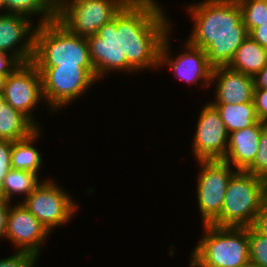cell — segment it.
I'll list each match as a JSON object with an SVG mask.
<instances>
[{
  "label": "cell",
  "instance_id": "cb8c5ba5",
  "mask_svg": "<svg viewBox=\"0 0 267 267\" xmlns=\"http://www.w3.org/2000/svg\"><path fill=\"white\" fill-rule=\"evenodd\" d=\"M237 2L248 33L255 27L267 23V0H237Z\"/></svg>",
  "mask_w": 267,
  "mask_h": 267
},
{
  "label": "cell",
  "instance_id": "4fadbf2b",
  "mask_svg": "<svg viewBox=\"0 0 267 267\" xmlns=\"http://www.w3.org/2000/svg\"><path fill=\"white\" fill-rule=\"evenodd\" d=\"M196 132L193 135L191 151L195 160H223L226 156L229 133L219 111L206 102L198 115Z\"/></svg>",
  "mask_w": 267,
  "mask_h": 267
},
{
  "label": "cell",
  "instance_id": "f546056e",
  "mask_svg": "<svg viewBox=\"0 0 267 267\" xmlns=\"http://www.w3.org/2000/svg\"><path fill=\"white\" fill-rule=\"evenodd\" d=\"M21 63L12 55L0 50V75L8 76Z\"/></svg>",
  "mask_w": 267,
  "mask_h": 267
},
{
  "label": "cell",
  "instance_id": "7c38bea8",
  "mask_svg": "<svg viewBox=\"0 0 267 267\" xmlns=\"http://www.w3.org/2000/svg\"><path fill=\"white\" fill-rule=\"evenodd\" d=\"M5 102L25 115L37 128H40L34 109L45 103L42 93V78L32 63L20 64L7 76L4 86Z\"/></svg>",
  "mask_w": 267,
  "mask_h": 267
},
{
  "label": "cell",
  "instance_id": "7402d4cb",
  "mask_svg": "<svg viewBox=\"0 0 267 267\" xmlns=\"http://www.w3.org/2000/svg\"><path fill=\"white\" fill-rule=\"evenodd\" d=\"M41 178L33 172L11 168L4 177L1 186V198L13 203L12 199L20 195L23 198L15 202H21L43 181V178L40 180Z\"/></svg>",
  "mask_w": 267,
  "mask_h": 267
},
{
  "label": "cell",
  "instance_id": "d6a6232c",
  "mask_svg": "<svg viewBox=\"0 0 267 267\" xmlns=\"http://www.w3.org/2000/svg\"><path fill=\"white\" fill-rule=\"evenodd\" d=\"M249 35L262 47L267 48V23L255 27Z\"/></svg>",
  "mask_w": 267,
  "mask_h": 267
},
{
  "label": "cell",
  "instance_id": "30bf717a",
  "mask_svg": "<svg viewBox=\"0 0 267 267\" xmlns=\"http://www.w3.org/2000/svg\"><path fill=\"white\" fill-rule=\"evenodd\" d=\"M197 207L202 225H212L220 216L226 187L236 170L224 160H198Z\"/></svg>",
  "mask_w": 267,
  "mask_h": 267
},
{
  "label": "cell",
  "instance_id": "8d00e7d4",
  "mask_svg": "<svg viewBox=\"0 0 267 267\" xmlns=\"http://www.w3.org/2000/svg\"><path fill=\"white\" fill-rule=\"evenodd\" d=\"M264 185H265V202L267 203V177L264 179Z\"/></svg>",
  "mask_w": 267,
  "mask_h": 267
},
{
  "label": "cell",
  "instance_id": "2e32d148",
  "mask_svg": "<svg viewBox=\"0 0 267 267\" xmlns=\"http://www.w3.org/2000/svg\"><path fill=\"white\" fill-rule=\"evenodd\" d=\"M216 84V85H215ZM215 94L211 103L241 104L253 102L254 81L252 76L227 67L213 68L211 88Z\"/></svg>",
  "mask_w": 267,
  "mask_h": 267
},
{
  "label": "cell",
  "instance_id": "603a6c76",
  "mask_svg": "<svg viewBox=\"0 0 267 267\" xmlns=\"http://www.w3.org/2000/svg\"><path fill=\"white\" fill-rule=\"evenodd\" d=\"M221 116L228 133L253 126L259 122L254 103L241 104L212 103Z\"/></svg>",
  "mask_w": 267,
  "mask_h": 267
},
{
  "label": "cell",
  "instance_id": "ab89813d",
  "mask_svg": "<svg viewBox=\"0 0 267 267\" xmlns=\"http://www.w3.org/2000/svg\"><path fill=\"white\" fill-rule=\"evenodd\" d=\"M242 267H255L254 265H252L251 263H248L247 265L245 266H242Z\"/></svg>",
  "mask_w": 267,
  "mask_h": 267
},
{
  "label": "cell",
  "instance_id": "f1b7e54d",
  "mask_svg": "<svg viewBox=\"0 0 267 267\" xmlns=\"http://www.w3.org/2000/svg\"><path fill=\"white\" fill-rule=\"evenodd\" d=\"M12 141L0 139V173L7 174L11 169Z\"/></svg>",
  "mask_w": 267,
  "mask_h": 267
},
{
  "label": "cell",
  "instance_id": "4316f807",
  "mask_svg": "<svg viewBox=\"0 0 267 267\" xmlns=\"http://www.w3.org/2000/svg\"><path fill=\"white\" fill-rule=\"evenodd\" d=\"M38 259L35 255L15 251L12 255L5 258L0 257V267H36Z\"/></svg>",
  "mask_w": 267,
  "mask_h": 267
},
{
  "label": "cell",
  "instance_id": "e0dca14e",
  "mask_svg": "<svg viewBox=\"0 0 267 267\" xmlns=\"http://www.w3.org/2000/svg\"><path fill=\"white\" fill-rule=\"evenodd\" d=\"M262 130L263 123L259 121L253 126L231 132L223 160L236 171H245L258 152Z\"/></svg>",
  "mask_w": 267,
  "mask_h": 267
},
{
  "label": "cell",
  "instance_id": "484cf974",
  "mask_svg": "<svg viewBox=\"0 0 267 267\" xmlns=\"http://www.w3.org/2000/svg\"><path fill=\"white\" fill-rule=\"evenodd\" d=\"M245 171L263 179L267 177V124L265 123H263L258 152L253 163Z\"/></svg>",
  "mask_w": 267,
  "mask_h": 267
},
{
  "label": "cell",
  "instance_id": "7a4b0ae2",
  "mask_svg": "<svg viewBox=\"0 0 267 267\" xmlns=\"http://www.w3.org/2000/svg\"><path fill=\"white\" fill-rule=\"evenodd\" d=\"M161 4L157 0H130L122 8L123 52L136 73L159 69L163 40L174 29Z\"/></svg>",
  "mask_w": 267,
  "mask_h": 267
},
{
  "label": "cell",
  "instance_id": "ffe728a7",
  "mask_svg": "<svg viewBox=\"0 0 267 267\" xmlns=\"http://www.w3.org/2000/svg\"><path fill=\"white\" fill-rule=\"evenodd\" d=\"M38 128L22 113L6 102L0 106V139L19 141L26 139Z\"/></svg>",
  "mask_w": 267,
  "mask_h": 267
},
{
  "label": "cell",
  "instance_id": "ac0fdd59",
  "mask_svg": "<svg viewBox=\"0 0 267 267\" xmlns=\"http://www.w3.org/2000/svg\"><path fill=\"white\" fill-rule=\"evenodd\" d=\"M267 65V48L262 47L250 35L238 47L228 67L254 77Z\"/></svg>",
  "mask_w": 267,
  "mask_h": 267
},
{
  "label": "cell",
  "instance_id": "5bb4252c",
  "mask_svg": "<svg viewBox=\"0 0 267 267\" xmlns=\"http://www.w3.org/2000/svg\"><path fill=\"white\" fill-rule=\"evenodd\" d=\"M14 203L9 207L6 240L16 251L33 254L39 259L43 243L51 232L21 202Z\"/></svg>",
  "mask_w": 267,
  "mask_h": 267
},
{
  "label": "cell",
  "instance_id": "d6986e66",
  "mask_svg": "<svg viewBox=\"0 0 267 267\" xmlns=\"http://www.w3.org/2000/svg\"><path fill=\"white\" fill-rule=\"evenodd\" d=\"M41 130L42 129L38 128L26 139L12 142V169L33 172L39 176L40 169L43 165V155L34 143H37L40 136H42Z\"/></svg>",
  "mask_w": 267,
  "mask_h": 267
},
{
  "label": "cell",
  "instance_id": "d4e9b609",
  "mask_svg": "<svg viewBox=\"0 0 267 267\" xmlns=\"http://www.w3.org/2000/svg\"><path fill=\"white\" fill-rule=\"evenodd\" d=\"M249 263L255 267H267V236L248 227Z\"/></svg>",
  "mask_w": 267,
  "mask_h": 267
},
{
  "label": "cell",
  "instance_id": "5b68a950",
  "mask_svg": "<svg viewBox=\"0 0 267 267\" xmlns=\"http://www.w3.org/2000/svg\"><path fill=\"white\" fill-rule=\"evenodd\" d=\"M264 203V179L236 171L228 181L220 216L212 225L250 227Z\"/></svg>",
  "mask_w": 267,
  "mask_h": 267
},
{
  "label": "cell",
  "instance_id": "9a60e30c",
  "mask_svg": "<svg viewBox=\"0 0 267 267\" xmlns=\"http://www.w3.org/2000/svg\"><path fill=\"white\" fill-rule=\"evenodd\" d=\"M37 24L21 14L0 13V50L21 64L32 62Z\"/></svg>",
  "mask_w": 267,
  "mask_h": 267
},
{
  "label": "cell",
  "instance_id": "8992f818",
  "mask_svg": "<svg viewBox=\"0 0 267 267\" xmlns=\"http://www.w3.org/2000/svg\"><path fill=\"white\" fill-rule=\"evenodd\" d=\"M36 67L41 73L43 98L49 109L47 111L52 114L79 100L98 83L94 68L79 65Z\"/></svg>",
  "mask_w": 267,
  "mask_h": 267
},
{
  "label": "cell",
  "instance_id": "836d02e7",
  "mask_svg": "<svg viewBox=\"0 0 267 267\" xmlns=\"http://www.w3.org/2000/svg\"><path fill=\"white\" fill-rule=\"evenodd\" d=\"M253 81L254 88L267 89V65L253 77Z\"/></svg>",
  "mask_w": 267,
  "mask_h": 267
},
{
  "label": "cell",
  "instance_id": "277c9868",
  "mask_svg": "<svg viewBox=\"0 0 267 267\" xmlns=\"http://www.w3.org/2000/svg\"><path fill=\"white\" fill-rule=\"evenodd\" d=\"M32 63L35 66L94 68L86 37L73 34L57 19L36 26Z\"/></svg>",
  "mask_w": 267,
  "mask_h": 267
},
{
  "label": "cell",
  "instance_id": "74e56055",
  "mask_svg": "<svg viewBox=\"0 0 267 267\" xmlns=\"http://www.w3.org/2000/svg\"><path fill=\"white\" fill-rule=\"evenodd\" d=\"M5 103L4 93L0 92V106Z\"/></svg>",
  "mask_w": 267,
  "mask_h": 267
},
{
  "label": "cell",
  "instance_id": "83f0119b",
  "mask_svg": "<svg viewBox=\"0 0 267 267\" xmlns=\"http://www.w3.org/2000/svg\"><path fill=\"white\" fill-rule=\"evenodd\" d=\"M253 103L258 120L267 124V89L254 88Z\"/></svg>",
  "mask_w": 267,
  "mask_h": 267
},
{
  "label": "cell",
  "instance_id": "3957f363",
  "mask_svg": "<svg viewBox=\"0 0 267 267\" xmlns=\"http://www.w3.org/2000/svg\"><path fill=\"white\" fill-rule=\"evenodd\" d=\"M190 267H242L249 263L248 227L202 226Z\"/></svg>",
  "mask_w": 267,
  "mask_h": 267
},
{
  "label": "cell",
  "instance_id": "1f68e13d",
  "mask_svg": "<svg viewBox=\"0 0 267 267\" xmlns=\"http://www.w3.org/2000/svg\"><path fill=\"white\" fill-rule=\"evenodd\" d=\"M12 202L0 198V240L6 239V225L9 214V207Z\"/></svg>",
  "mask_w": 267,
  "mask_h": 267
},
{
  "label": "cell",
  "instance_id": "44dd1931",
  "mask_svg": "<svg viewBox=\"0 0 267 267\" xmlns=\"http://www.w3.org/2000/svg\"><path fill=\"white\" fill-rule=\"evenodd\" d=\"M56 7L54 0H4V13L21 14L34 22L41 15L37 25L55 20Z\"/></svg>",
  "mask_w": 267,
  "mask_h": 267
},
{
  "label": "cell",
  "instance_id": "8fae6325",
  "mask_svg": "<svg viewBox=\"0 0 267 267\" xmlns=\"http://www.w3.org/2000/svg\"><path fill=\"white\" fill-rule=\"evenodd\" d=\"M173 31L165 36L159 59V68L168 66L175 78L182 80L187 85L194 84L201 88L209 89L211 87V76L213 68L208 63L206 52L199 47H195L184 41L182 51L172 56L171 52V36ZM176 56V57H175ZM200 81V82H199ZM199 82V83H198ZM201 83V84H200ZM203 86V87H202Z\"/></svg>",
  "mask_w": 267,
  "mask_h": 267
},
{
  "label": "cell",
  "instance_id": "6da1fadb",
  "mask_svg": "<svg viewBox=\"0 0 267 267\" xmlns=\"http://www.w3.org/2000/svg\"><path fill=\"white\" fill-rule=\"evenodd\" d=\"M186 7L193 26L185 40L206 52L212 68L227 67L249 35L237 0L192 1Z\"/></svg>",
  "mask_w": 267,
  "mask_h": 267
},
{
  "label": "cell",
  "instance_id": "e575fe53",
  "mask_svg": "<svg viewBox=\"0 0 267 267\" xmlns=\"http://www.w3.org/2000/svg\"><path fill=\"white\" fill-rule=\"evenodd\" d=\"M6 79H7V76L0 75V92L4 91V86H5Z\"/></svg>",
  "mask_w": 267,
  "mask_h": 267
},
{
  "label": "cell",
  "instance_id": "d590c367",
  "mask_svg": "<svg viewBox=\"0 0 267 267\" xmlns=\"http://www.w3.org/2000/svg\"><path fill=\"white\" fill-rule=\"evenodd\" d=\"M7 174H2L0 173V198H1V186H2V183L4 181V177L6 176Z\"/></svg>",
  "mask_w": 267,
  "mask_h": 267
},
{
  "label": "cell",
  "instance_id": "f35d334b",
  "mask_svg": "<svg viewBox=\"0 0 267 267\" xmlns=\"http://www.w3.org/2000/svg\"><path fill=\"white\" fill-rule=\"evenodd\" d=\"M0 11L1 13H4V0H0Z\"/></svg>",
  "mask_w": 267,
  "mask_h": 267
},
{
  "label": "cell",
  "instance_id": "ba28073f",
  "mask_svg": "<svg viewBox=\"0 0 267 267\" xmlns=\"http://www.w3.org/2000/svg\"><path fill=\"white\" fill-rule=\"evenodd\" d=\"M73 196L50 177L44 180L21 203L53 233L75 218L78 204Z\"/></svg>",
  "mask_w": 267,
  "mask_h": 267
},
{
  "label": "cell",
  "instance_id": "4dcf8cb0",
  "mask_svg": "<svg viewBox=\"0 0 267 267\" xmlns=\"http://www.w3.org/2000/svg\"><path fill=\"white\" fill-rule=\"evenodd\" d=\"M258 233L267 236V203L265 202L256 214L251 225Z\"/></svg>",
  "mask_w": 267,
  "mask_h": 267
},
{
  "label": "cell",
  "instance_id": "9c48e42d",
  "mask_svg": "<svg viewBox=\"0 0 267 267\" xmlns=\"http://www.w3.org/2000/svg\"><path fill=\"white\" fill-rule=\"evenodd\" d=\"M86 39L90 60L99 81L112 72L136 74V71L127 63L123 52L122 10L112 21L104 24L96 34Z\"/></svg>",
  "mask_w": 267,
  "mask_h": 267
},
{
  "label": "cell",
  "instance_id": "52a82bcc",
  "mask_svg": "<svg viewBox=\"0 0 267 267\" xmlns=\"http://www.w3.org/2000/svg\"><path fill=\"white\" fill-rule=\"evenodd\" d=\"M130 0H59L56 19L81 37L94 35L109 23Z\"/></svg>",
  "mask_w": 267,
  "mask_h": 267
}]
</instances>
